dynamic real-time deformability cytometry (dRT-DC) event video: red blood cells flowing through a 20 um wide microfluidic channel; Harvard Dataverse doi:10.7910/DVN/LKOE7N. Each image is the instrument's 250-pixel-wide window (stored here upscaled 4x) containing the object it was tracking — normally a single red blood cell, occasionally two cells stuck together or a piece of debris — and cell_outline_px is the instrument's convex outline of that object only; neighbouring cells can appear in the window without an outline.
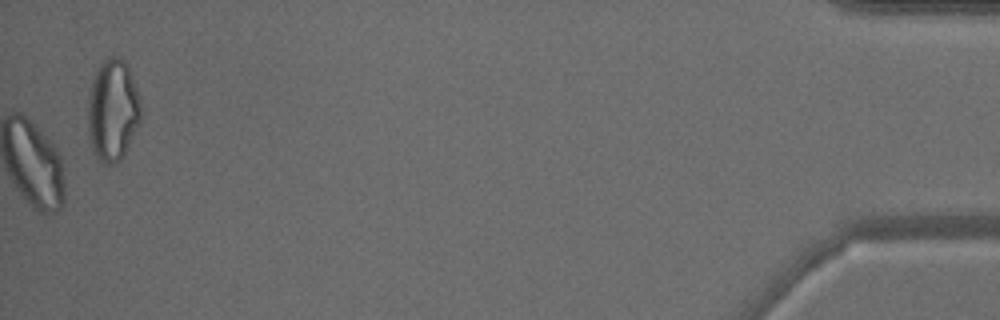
{"species": "common noctule bat (a hibernating species)", "species_latin": "Nyctalus noctula", "temperature_condition": "warm", "stored_images_in_passage": 47, "camera_frame_rate_fps": 3000, "um_per_image_px": 0.085, "animal": {"sex": "male", "body_mass_g": 15.6}, "frame": {"image": 1, "passage_image": 47, "time_ms": 15.333, "image_size_px": [1000, 320], "cell_outline_px": [[140, 120], [120, 160], [112, 164], [100, 164], [92, 148], [88, 132], [88, 96], [92, 76], [96, 68], [108, 56], [116, 56], [124, 60], [128, 64], [140, 100]], "centroid_in_image_um": [9.55, 9.32], "position_along_channel_um": 425.7, "area_um2": 31.44}}